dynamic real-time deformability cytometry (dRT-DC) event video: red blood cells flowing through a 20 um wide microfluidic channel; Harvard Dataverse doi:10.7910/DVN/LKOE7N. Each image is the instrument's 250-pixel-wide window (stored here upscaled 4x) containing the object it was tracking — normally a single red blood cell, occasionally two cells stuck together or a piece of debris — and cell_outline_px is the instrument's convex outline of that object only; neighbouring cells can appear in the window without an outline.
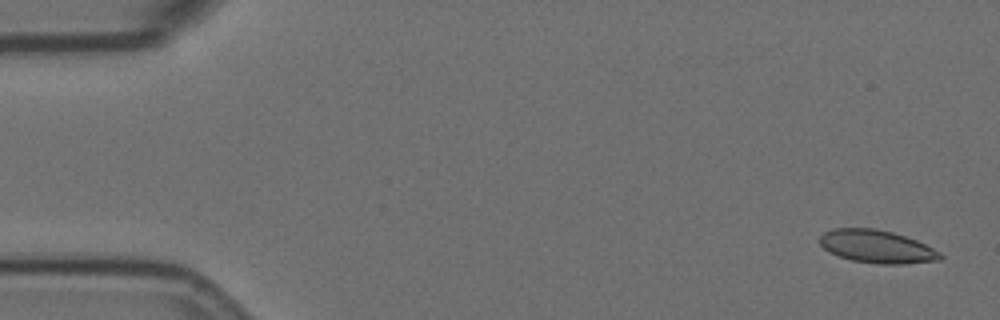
{"species": "Egyptian fruit bat (a non-hibernating species)", "species_latin": "Rousettus aegyptiacus", "temperature_condition": "room temperature", "stored_images_in_passage": 6, "camera_frame_rate_fps": 3000, "um_per_image_px": 0.085, "animal": {"sex": "female"}, "frame": {"image": 1, "passage_image": 1, "time_ms": 0.0, "image_size_px": [1000, 320], "cell_outline_px": [[944, 256], [940, 260], [904, 264], [880, 264], [852, 260], [828, 252], [820, 244], [820, 236], [824, 232], [832, 228], [872, 228], [892, 232], [916, 240], [940, 252]], "centroid_in_image_um": [74.52, 20.96], "position_along_channel_um": 10.5, "area_um2": 23.0}}
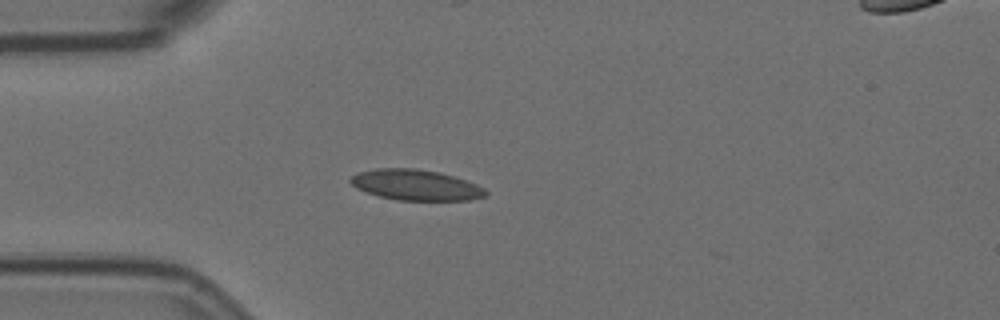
{"frame": {"image": 2, "passage_image": 4, "time_ms": 1.0, "image_size_px": [1000, 320], "cell_outline_px": [[488, 196], [468, 200], [396, 200], [380, 196], [356, 188], [348, 180], [352, 176], [360, 172], [376, 168], [416, 168], [440, 172], [476, 184], [484, 188], [488, 192]], "centroid_in_image_um": [35.35, 15.72], "position_along_channel_um": 49.6, "area_um2": 24.04}}